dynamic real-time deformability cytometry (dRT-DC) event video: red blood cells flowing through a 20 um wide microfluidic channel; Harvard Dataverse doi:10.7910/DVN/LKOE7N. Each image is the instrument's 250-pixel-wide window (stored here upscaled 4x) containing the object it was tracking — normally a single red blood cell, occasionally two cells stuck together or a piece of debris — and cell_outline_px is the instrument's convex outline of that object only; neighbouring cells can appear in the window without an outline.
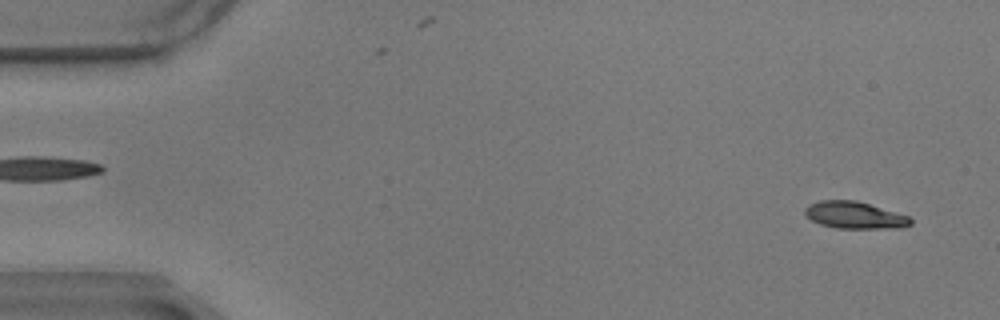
{"species": "common noctule bat (a hibernating species)", "species_latin": "Nyctalus noctula", "temperature_condition": "warm", "stored_images_in_passage": 59, "camera_frame_rate_fps": 3000, "um_per_image_px": 0.085, "animal": {"sex": "male", "body_mass_g": 17.9}, "frame": {"image": 1, "passage_image": 3, "time_ms": 0.667, "image_size_px": [1000, 320], "cell_outline_px": [[912, 224], [900, 228], [836, 228], [820, 224], [812, 220], [804, 212], [804, 208], [808, 204], [820, 200], [856, 200], [908, 216], [912, 220]], "centroid_in_image_um": [72.62, 18.28], "position_along_channel_um": 12.4, "area_um2": 16.53}}
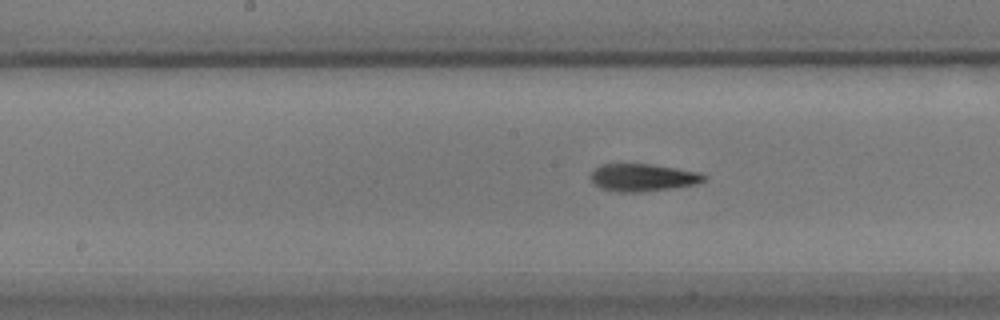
{"frame": {"image": 2, "passage_image": 29, "time_ms": 9.333, "image_size_px": [1000, 320], "cell_outline_px": [[708, 176], [704, 180], [696, 184], [640, 192], [616, 192], [600, 188], [592, 180], [592, 172], [596, 168], [604, 164], [652, 164], [700, 172]], "centroid_in_image_um": [54.67, 15.09], "position_along_channel_um": 193.5, "area_um2": 17.92}}
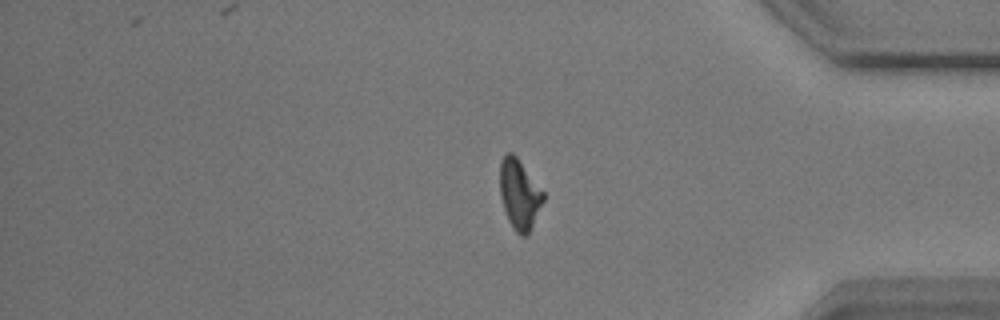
{"frame": {"image": 3, "passage_image": 48, "time_ms": 15.667, "image_size_px": [1000, 320], "cell_outline_px": [[544, 200], [528, 232], [524, 236], [520, 236], [516, 232], [508, 220], [500, 196], [500, 164], [504, 156], [508, 152], [512, 152], [516, 156], [544, 192]], "centroid_in_image_um": [44.14, 16.5], "position_along_channel_um": 391.1, "area_um2": 17.28}, "authors_computed_cell_mechanics": {"area_um2": 17.34, "velocity_mm_per_s": 3.4671, "shape_relaxation_time_tau1_ms": 9.9017, "shape_relaxation_time_tau2_ms": 3.5125, "deformation_change_tau1": 0.2498, "deformation_change_tau2": 0.1092}}